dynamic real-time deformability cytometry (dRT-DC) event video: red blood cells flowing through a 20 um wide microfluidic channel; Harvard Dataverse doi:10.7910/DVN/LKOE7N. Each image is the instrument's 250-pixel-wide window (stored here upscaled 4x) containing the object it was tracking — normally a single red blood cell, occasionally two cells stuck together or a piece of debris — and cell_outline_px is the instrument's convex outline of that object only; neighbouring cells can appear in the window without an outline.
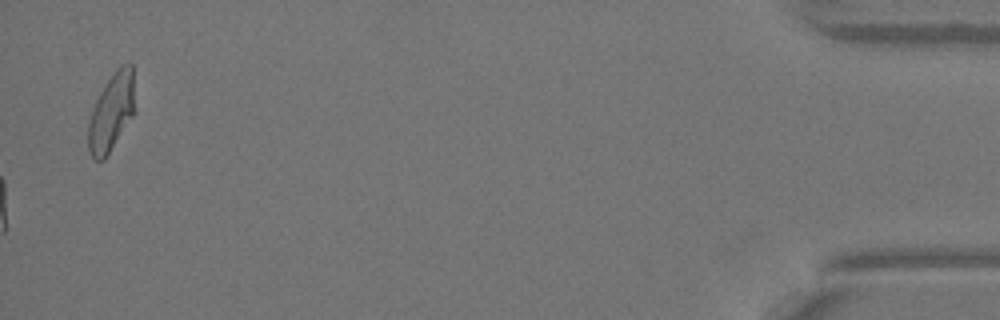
{"species": "Egyptian fruit bat (a non-hibernating species)", "species_latin": "Rousettus aegyptiacus", "temperature_condition": "warm", "stored_images_in_passage": 34, "camera_frame_rate_fps": 3000, "um_per_image_px": 0.085, "animal": {"sex": "female"}, "frame": {"image": 1, "passage_image": 34, "time_ms": 11.0, "image_size_px": [1000, 320], "cell_outline_px": [[136, 112], [104, 160], [92, 160], [88, 148], [88, 124], [96, 100], [104, 84], [116, 68], [120, 64], [132, 64]], "centroid_in_image_um": [9.5, 9.53], "position_along_channel_um": 425.7, "area_um2": 21.39}, "authors_computed_cell_mechanics": {"area_um2": 21.4438, "velocity_mm_per_s": 4.0734, "shape_relaxation_time_tau1_ms": 5.1252, "shape_relaxation_time_tau2_ms": null, "deformation_change_tau1": 0.1736, "deformation_change_tau2": null}}